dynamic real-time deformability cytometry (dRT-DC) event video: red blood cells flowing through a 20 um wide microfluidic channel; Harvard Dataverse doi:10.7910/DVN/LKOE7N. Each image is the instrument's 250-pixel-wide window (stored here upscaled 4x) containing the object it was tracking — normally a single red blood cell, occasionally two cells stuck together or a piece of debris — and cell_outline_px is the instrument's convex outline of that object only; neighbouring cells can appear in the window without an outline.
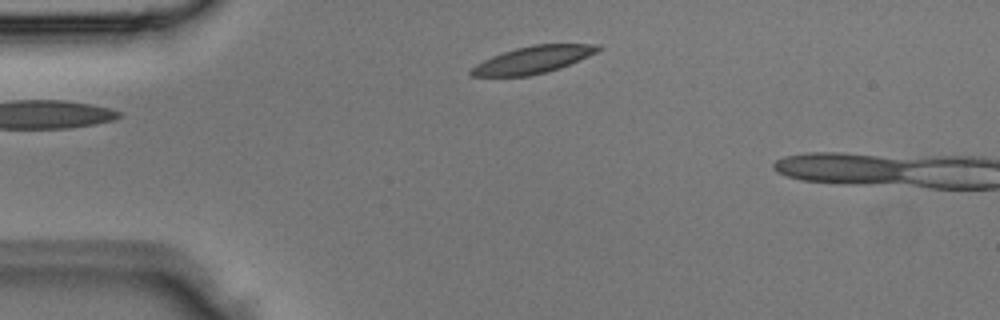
{"species": "Egyptian fruit bat (a non-hibernating species)", "species_latin": "Rousettus aegyptiacus", "temperature_condition": "room temperature", "stored_images_in_passage": 2, "camera_frame_rate_fps": 3000, "um_per_image_px": 0.085, "animal": {"sex": "male"}, "frame": {"image": 1, "passage_image": 1, "time_ms": 0.0, "image_size_px": [1000, 320], "cell_outline_px": [[600, 48], [596, 52], [588, 56], [560, 68], [528, 76], [472, 76], [468, 72], [476, 64], [492, 56], [516, 48], [532, 44], [600, 44]], "centroid_in_image_um": [45.29, 5.07], "position_along_channel_um": 39.7, "area_um2": 19.83}}